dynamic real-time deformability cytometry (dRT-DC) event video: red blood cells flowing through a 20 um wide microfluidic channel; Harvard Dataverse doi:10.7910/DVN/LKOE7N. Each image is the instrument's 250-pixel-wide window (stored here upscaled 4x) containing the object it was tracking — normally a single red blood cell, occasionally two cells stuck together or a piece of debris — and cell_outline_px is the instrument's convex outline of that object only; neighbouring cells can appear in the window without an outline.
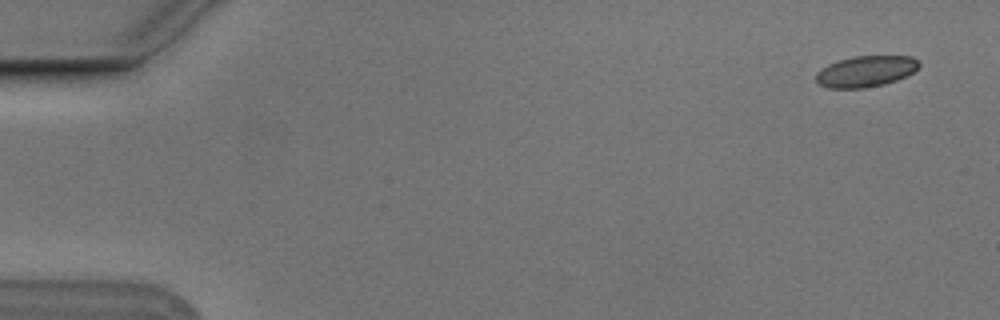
{"species": "Egyptian fruit bat (a non-hibernating species)", "species_latin": "Rousettus aegyptiacus", "temperature_condition": "cold", "stored_images_in_passage": 5, "camera_frame_rate_fps": 3000, "um_per_image_px": 0.085, "animal": {"sex": "male"}, "frame": {"image": 1, "passage_image": 1, "time_ms": 0.0, "image_size_px": [1000, 320], "cell_outline_px": [[920, 68], [908, 76], [884, 84], [864, 88], [828, 88], [816, 84], [816, 72], [820, 68], [836, 60], [852, 56], [912, 56], [920, 64]], "centroid_in_image_um": [73.57, 6.06], "position_along_channel_um": 11.4, "area_um2": 19.02}}
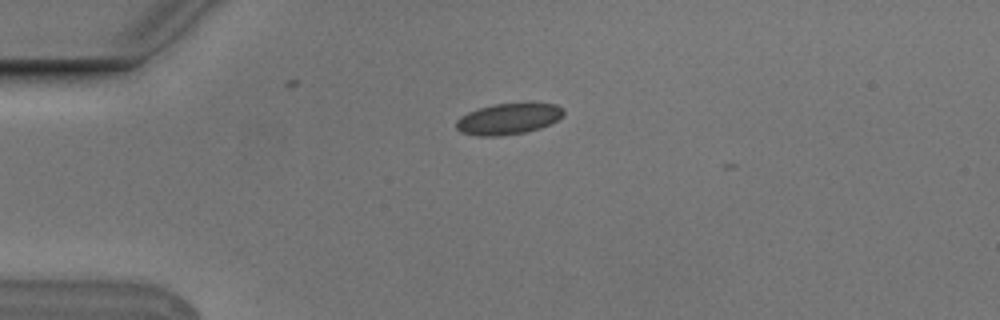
{"frame": {"image": 2, "passage_image": 4, "time_ms": 1.0, "image_size_px": [1000, 320], "cell_outline_px": [[564, 112], [556, 120], [540, 128], [524, 132], [500, 136], [480, 136], [460, 132], [456, 128], [456, 120], [460, 116], [468, 112], [480, 108], [496, 104], [556, 104], [564, 108]], "centroid_in_image_um": [43.16, 10.11], "position_along_channel_um": 41.8, "area_um2": 19.07}}